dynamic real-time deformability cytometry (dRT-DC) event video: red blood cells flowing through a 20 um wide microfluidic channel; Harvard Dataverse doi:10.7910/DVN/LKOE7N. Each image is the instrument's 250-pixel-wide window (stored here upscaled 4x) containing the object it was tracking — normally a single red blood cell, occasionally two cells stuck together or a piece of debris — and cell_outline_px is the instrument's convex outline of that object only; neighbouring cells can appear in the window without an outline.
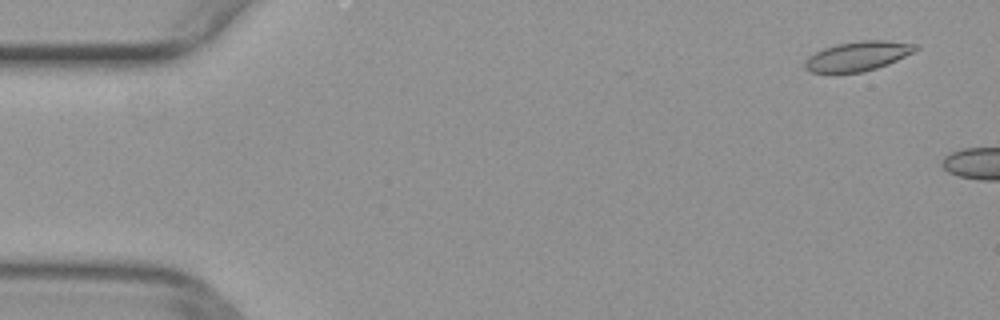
{"species": "common noctule bat (a hibernating species)", "species_latin": "Nyctalus noctula", "temperature_condition": "warm", "stored_images_in_passage": 7, "camera_frame_rate_fps": 3000, "um_per_image_px": 0.085, "animal": {"sex": "female", "body_mass_g": 29.2, "forearm_length_mm": 56.3}, "frame": {"image": 1, "passage_image": 3, "time_ms": 0.667, "image_size_px": [1000, 320], "cell_outline_px": [[920, 48], [916, 52], [888, 64], [864, 72], [832, 76], [812, 72], [804, 68], [804, 60], [808, 56], [824, 48], [836, 44], [860, 40], [884, 40], [920, 44]], "centroid_in_image_um": [72.9, 4.81], "position_along_channel_um": 12.1, "area_um2": 20.0}}